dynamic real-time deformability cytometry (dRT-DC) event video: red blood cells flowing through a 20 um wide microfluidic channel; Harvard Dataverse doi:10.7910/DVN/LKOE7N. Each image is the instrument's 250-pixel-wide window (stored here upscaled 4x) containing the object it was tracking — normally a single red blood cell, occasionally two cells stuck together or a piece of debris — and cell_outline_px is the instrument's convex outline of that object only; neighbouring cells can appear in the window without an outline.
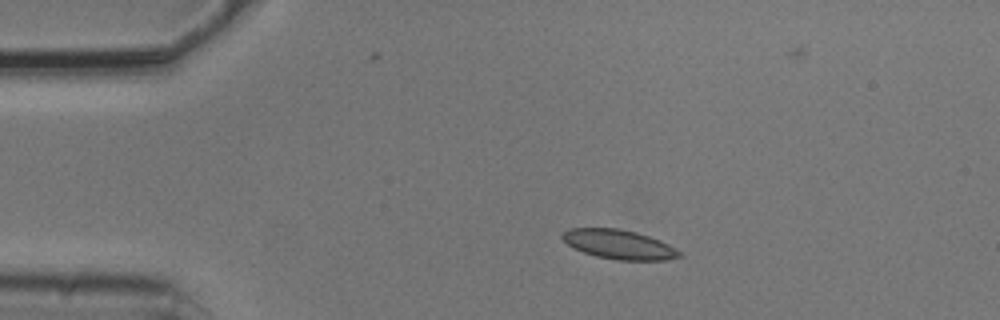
{"species": "common noctule bat (a hibernating species)", "species_latin": "Nyctalus noctula", "temperature_condition": "cold", "stored_images_in_passage": 5, "camera_frame_rate_fps": 3000, "um_per_image_px": 0.085, "animal": {"sex": "male", "body_mass_g": 20.5, "forearm_length_mm": 52.5}, "frame": {"image": 1, "passage_image": 2, "time_ms": 0.333, "image_size_px": [1000, 320], "cell_outline_px": [[684, 256], [664, 260], [616, 260], [596, 256], [572, 248], [560, 236], [568, 228], [616, 228], [636, 232], [660, 240], [668, 244], [680, 252]], "centroid_in_image_um": [52.6, 20.77], "position_along_channel_um": 32.4, "area_um2": 19.94}}